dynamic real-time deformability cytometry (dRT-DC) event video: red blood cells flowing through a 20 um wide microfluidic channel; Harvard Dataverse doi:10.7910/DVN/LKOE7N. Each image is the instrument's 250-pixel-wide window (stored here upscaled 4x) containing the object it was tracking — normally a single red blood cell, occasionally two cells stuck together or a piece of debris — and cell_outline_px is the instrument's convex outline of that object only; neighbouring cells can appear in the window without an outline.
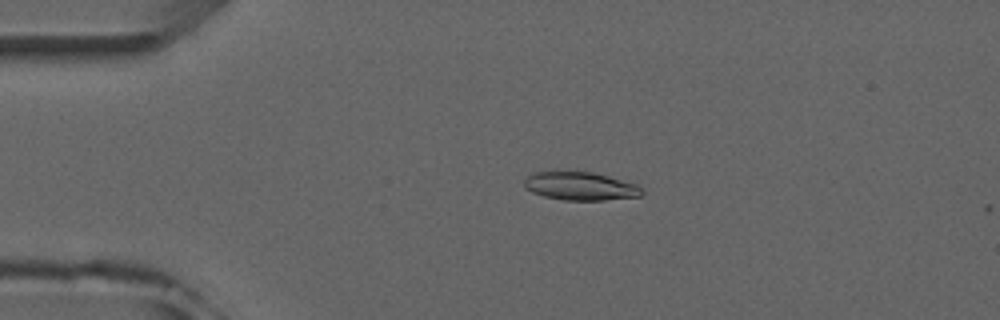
{"species": "common noctule bat (a hibernating species)", "species_latin": "Nyctalus noctula", "temperature_condition": "room temperature", "stored_images_in_passage": 4, "camera_frame_rate_fps": 3000, "um_per_image_px": 0.085, "animal": {"sex": "male", "forearm_length_mm": 52.5}, "frame": {"image": 1, "passage_image": 3, "time_ms": 2.333, "image_size_px": [1000, 320], "cell_outline_px": [[644, 192], [640, 196], [604, 200], [564, 200], [544, 196], [532, 192], [524, 188], [524, 180], [528, 176], [536, 172], [592, 172], [608, 176], [636, 184], [644, 188]], "centroid_in_image_um": [49.35, 15.83], "position_along_channel_um": 35.6, "area_um2": 19.25}}